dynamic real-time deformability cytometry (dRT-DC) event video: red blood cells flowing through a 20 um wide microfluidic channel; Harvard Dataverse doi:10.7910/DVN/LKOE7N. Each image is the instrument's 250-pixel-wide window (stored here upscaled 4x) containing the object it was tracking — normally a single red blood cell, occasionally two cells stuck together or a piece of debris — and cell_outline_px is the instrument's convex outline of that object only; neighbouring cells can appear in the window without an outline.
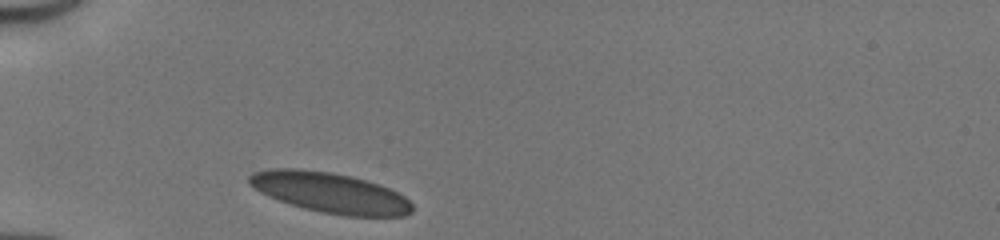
{"species": "human", "species_latin": "Homo sapiens", "temperature_condition": "cold", "stored_images_in_passage": 27, "camera_frame_rate_fps": 3000, "um_per_image_px": 0.085, "donor": {"sex": "male"}, "frame": {"image": 1, "passage_image": 1, "time_ms": 0.0, "image_size_px": [1000, 240], "cell_outline_px": [[412, 212], [404, 216], [344, 216], [304, 208], [268, 196], [260, 192], [248, 184], [248, 176], [252, 172], [268, 168], [296, 168], [332, 172], [352, 176], [368, 180], [380, 184], [404, 196], [412, 204]], "centroid_in_image_um": [28.04, 16.36], "position_along_channel_um": 57.0, "area_um2": 38.44}}
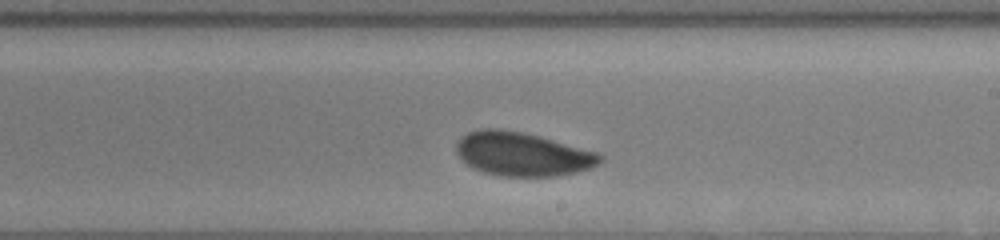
{"frame": {"image": 2, "passage_image": 16, "time_ms": 5.0, "image_size_px": [1000, 240], "cell_outline_px": [[604, 160], [600, 164], [592, 168], [576, 172], [556, 176], [500, 176], [484, 172], [472, 168], [456, 152], [456, 144], [460, 136], [468, 132], [480, 128], [500, 128], [524, 132], [540, 136], [596, 152], [604, 156]], "centroid_in_image_um": [44.41, 13.09], "position_along_channel_um": 244.6, "area_um2": 36.88}}
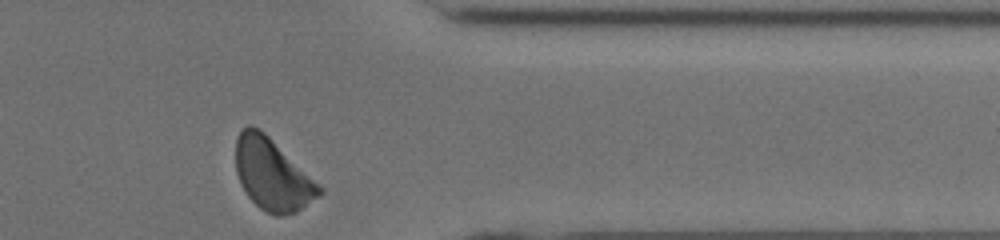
{"frame": {"image": 3, "passage_image": 27, "time_ms": 8.667, "image_size_px": [1000, 240], "cell_outline_px": [[324, 192], [320, 196], [296, 212], [284, 216], [276, 216], [260, 208], [248, 196], [240, 184], [236, 172], [236, 136], [248, 124], [252, 124], [260, 128], [320, 184], [324, 188]], "centroid_in_image_um": [23.16, 14.83], "position_along_channel_um": 388.2, "area_um2": 35.03}, "authors_computed_cell_mechanics": {"area_um2": 36.8764, "velocity_mm_per_s": 4.0903, "shape_relaxation_time_tau1_ms": 4.2571, "shape_relaxation_time_tau2_ms": 0.8964, "deformation_change_tau1": 0.1034, "deformation_change_tau2": 0.0583}}